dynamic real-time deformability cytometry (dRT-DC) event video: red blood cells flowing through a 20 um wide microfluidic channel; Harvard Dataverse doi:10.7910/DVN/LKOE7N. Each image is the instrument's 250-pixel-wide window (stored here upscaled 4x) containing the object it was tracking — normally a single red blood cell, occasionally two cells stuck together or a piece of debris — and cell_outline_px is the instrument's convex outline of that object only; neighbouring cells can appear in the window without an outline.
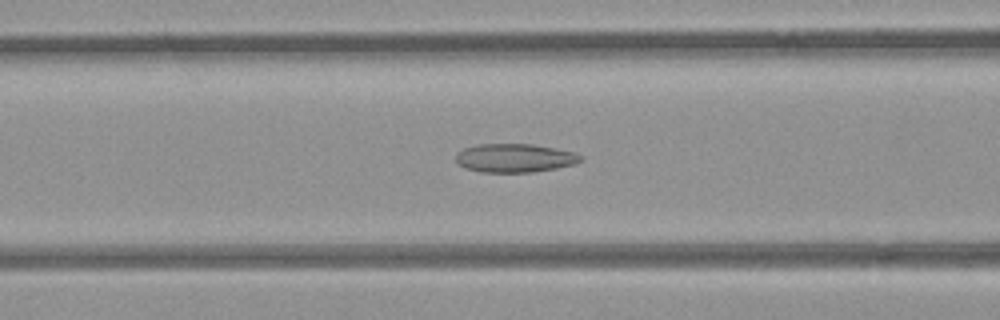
{"species": "common noctule bat (a hibernating species)", "species_latin": "Nyctalus noctula", "temperature_condition": "room temperature", "stored_images_in_passage": 52, "camera_frame_rate_fps": 3000, "um_per_image_px": 0.085, "animal": {"sex": "female", "body_mass_g": 21.9}, "frame": {"image": 1, "passage_image": 21, "time_ms": 6.667, "image_size_px": [1000, 320], "cell_outline_px": [[584, 160], [576, 164], [556, 168], [532, 172], [480, 172], [464, 168], [456, 160], [456, 152], [464, 148], [476, 144], [532, 144], [572, 152], [584, 156]], "centroid_in_image_um": [43.75, 13.43], "position_along_channel_um": 122.9, "area_um2": 20.87}}
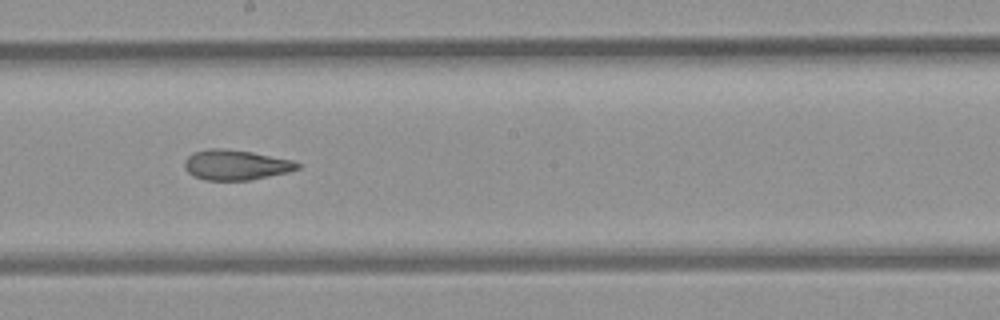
{"frame": {"image": 2, "passage_image": 29, "time_ms": 9.333, "image_size_px": [1000, 320], "cell_outline_px": [[300, 168], [288, 172], [248, 180], [204, 180], [192, 176], [184, 168], [184, 160], [192, 152], [212, 148], [224, 148], [252, 152], [292, 160], [300, 164]], "centroid_in_image_um": [20.0, 14.01], "position_along_channel_um": 228.2, "area_um2": 19.88}}
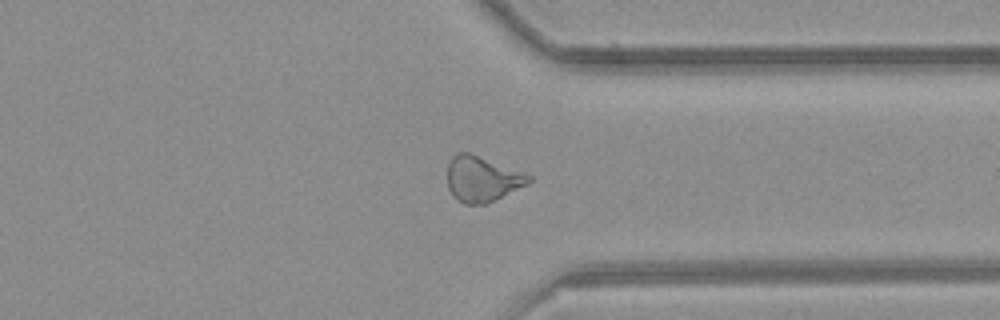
{"frame": {"image": 3, "passage_image": 40, "time_ms": 13.0, "image_size_px": [1000, 320], "cell_outline_px": [[532, 180], [528, 184], [484, 204], [464, 204], [456, 200], [448, 188], [448, 164], [452, 156], [456, 152], [468, 152], [524, 172], [532, 176]], "centroid_in_image_um": [40.97, 15.2], "position_along_channel_um": 370.4, "area_um2": 21.44}, "authors_computed_cell_mechanics": {"area_um2": 21.7039, "velocity_mm_per_s": 3.9321, "shape_relaxation_time_tau1_ms": null, "shape_relaxation_time_tau2_ms": 2.9744, "deformation_change_tau1": null, "deformation_change_tau2": 0.0928}}